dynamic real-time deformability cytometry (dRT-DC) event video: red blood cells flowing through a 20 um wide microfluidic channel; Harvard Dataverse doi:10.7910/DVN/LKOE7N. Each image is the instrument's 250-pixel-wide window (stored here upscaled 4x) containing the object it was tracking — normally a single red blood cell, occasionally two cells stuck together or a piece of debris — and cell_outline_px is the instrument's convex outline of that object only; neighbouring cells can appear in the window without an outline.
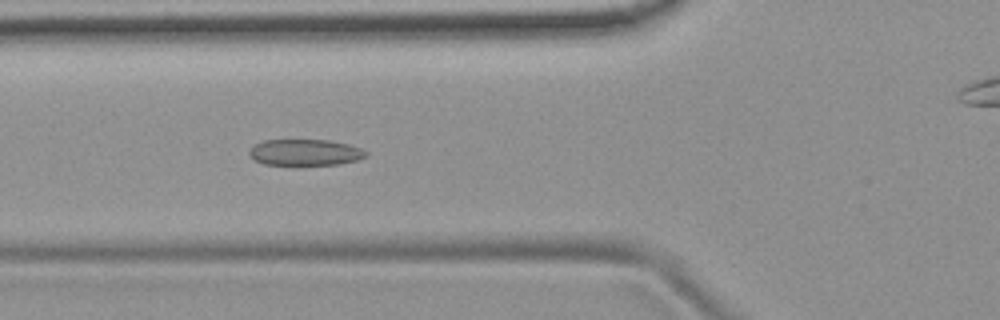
{"species": "common noctule bat (a hibernating species)", "species_latin": "Nyctalus noctula", "temperature_condition": "room temperature", "stored_images_in_passage": 47, "camera_frame_rate_fps": 3000, "um_per_image_px": 0.085, "animal": {"sex": "female", "body_mass_g": 19.9}, "frame": {"image": 1, "passage_image": 13, "time_ms": 4.0, "image_size_px": [1000, 320], "cell_outline_px": [[368, 156], [356, 160], [340, 164], [296, 168], [264, 164], [248, 156], [248, 152], [256, 144], [264, 140], [328, 140], [348, 144], [360, 148], [368, 152]], "centroid_in_image_um": [25.92, 13.01], "position_along_channel_um": 99.9, "area_um2": 18.73}}
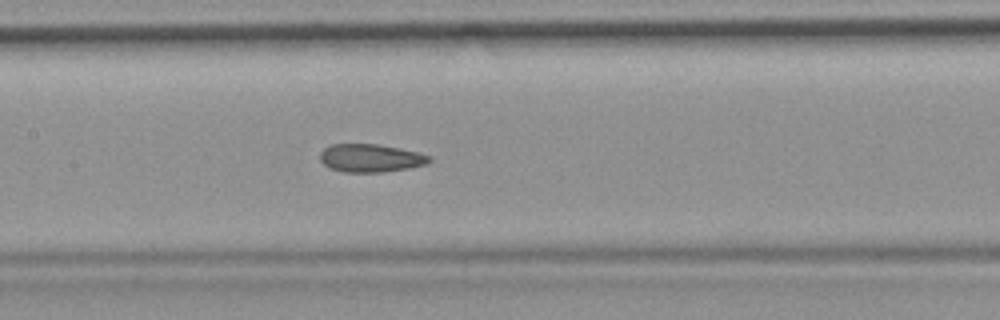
{"frame": {"image": 2, "passage_image": 19, "time_ms": 6.0, "image_size_px": [1000, 320], "cell_outline_px": [[432, 160], [428, 164], [408, 168], [380, 172], [344, 172], [332, 168], [324, 164], [320, 160], [320, 152], [324, 148], [332, 144], [376, 144], [400, 148], [420, 152], [432, 156]], "centroid_in_image_um": [31.55, 13.43], "position_along_channel_um": 175.9, "area_um2": 17.92}}
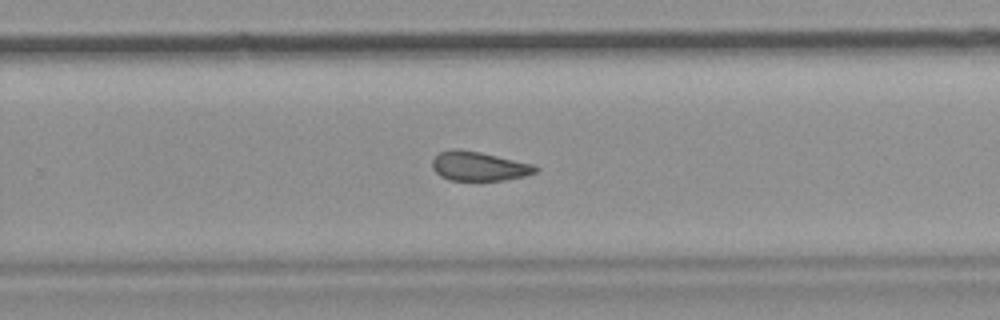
{"frame": {"image": 3, "passage_image": 28, "time_ms": 9.0, "image_size_px": [1000, 320], "cell_outline_px": [[540, 168], [536, 172], [524, 176], [504, 180], [448, 180], [440, 176], [432, 168], [432, 160], [440, 152], [452, 148], [456, 148], [480, 152], [532, 164]], "centroid_in_image_um": [40.68, 14.13], "position_along_channel_um": 289.1, "area_um2": 17.51}, "authors_computed_cell_mechanics": {"area_um2": 18.2648, "velocity_mm_per_s": 3.7901, "shape_relaxation_time_tau1_ms": null, "shape_relaxation_time_tau2_ms": 3.3273, "deformation_change_tau1": null, "deformation_change_tau2": 0.1048}}